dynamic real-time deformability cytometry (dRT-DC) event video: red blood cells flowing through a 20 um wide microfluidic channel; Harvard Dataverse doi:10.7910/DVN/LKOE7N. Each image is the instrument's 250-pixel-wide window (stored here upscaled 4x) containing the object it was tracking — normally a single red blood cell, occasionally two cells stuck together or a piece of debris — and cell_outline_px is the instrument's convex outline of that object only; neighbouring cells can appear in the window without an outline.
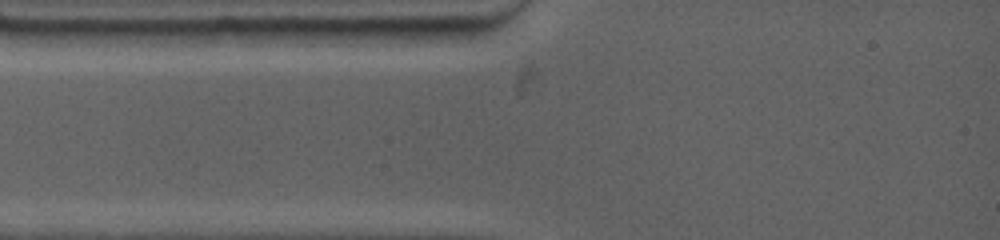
{"species": "common noctule bat (a hibernating species)", "species_latin": "Nyctalus noctula", "temperature_condition": "warm", "stored_images_in_passage": 2, "camera_frame_rate_fps": 4500, "um_per_image_px": 0.085, "animal": {"sex": "female", "body_mass_g": 19.0, "forearm_length_mm": 53.3}, "frame": {"image": 1, "passage_image": 1, "time_ms": 0.0, "image_size_px": [1000, 240], "cell_outline_px": [[472, 36], [452, 44], [368, 44], [364, 28], [472, 28]], "centroid_in_image_um": [35.42, 3.03], "position_along_channel_um": 49.6, "area_um2": 11.68}}